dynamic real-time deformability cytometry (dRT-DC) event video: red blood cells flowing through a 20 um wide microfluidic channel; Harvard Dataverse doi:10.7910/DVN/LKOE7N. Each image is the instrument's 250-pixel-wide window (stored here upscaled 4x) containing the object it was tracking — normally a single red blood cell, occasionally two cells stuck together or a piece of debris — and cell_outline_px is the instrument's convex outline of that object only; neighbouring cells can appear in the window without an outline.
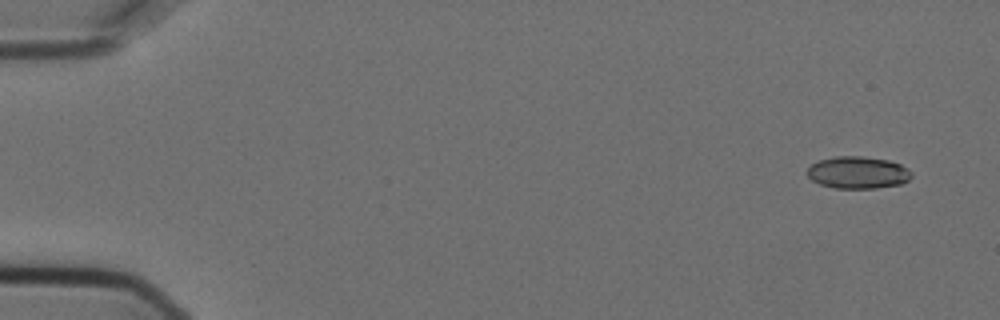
{"species": "Egyptian fruit bat (a non-hibernating species)", "species_latin": "Rousettus aegyptiacus", "temperature_condition": "cold", "stored_images_in_passage": 5, "camera_frame_rate_fps": 3000, "um_per_image_px": 0.085, "animal": {"sex": "female"}, "frame": {"image": 1, "passage_image": 1, "time_ms": 0.0, "image_size_px": [1000, 320], "cell_outline_px": [[912, 176], [908, 180], [900, 184], [876, 188], [832, 188], [820, 184], [812, 180], [808, 176], [808, 168], [812, 164], [820, 160], [836, 156], [864, 156], [888, 160], [900, 164], [908, 168], [912, 172]], "centroid_in_image_um": [72.94, 14.66], "position_along_channel_um": 12.1, "area_um2": 19.54}}
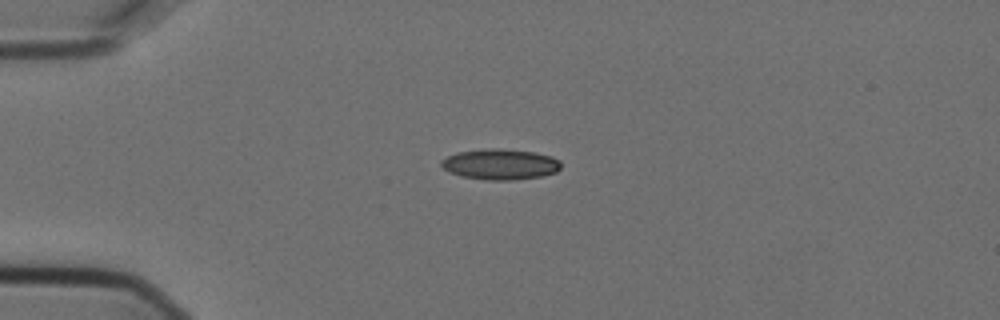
{"frame": {"image": 2, "passage_image": 4, "time_ms": 1.0, "image_size_px": [1000, 320], "cell_outline_px": [[560, 168], [556, 172], [540, 176], [512, 180], [488, 180], [464, 176], [448, 172], [440, 164], [440, 160], [456, 152], [488, 148], [500, 148], [532, 152], [552, 156], [560, 160]], "centroid_in_image_um": [42.51, 13.95], "position_along_channel_um": 42.5, "area_um2": 21.33}}